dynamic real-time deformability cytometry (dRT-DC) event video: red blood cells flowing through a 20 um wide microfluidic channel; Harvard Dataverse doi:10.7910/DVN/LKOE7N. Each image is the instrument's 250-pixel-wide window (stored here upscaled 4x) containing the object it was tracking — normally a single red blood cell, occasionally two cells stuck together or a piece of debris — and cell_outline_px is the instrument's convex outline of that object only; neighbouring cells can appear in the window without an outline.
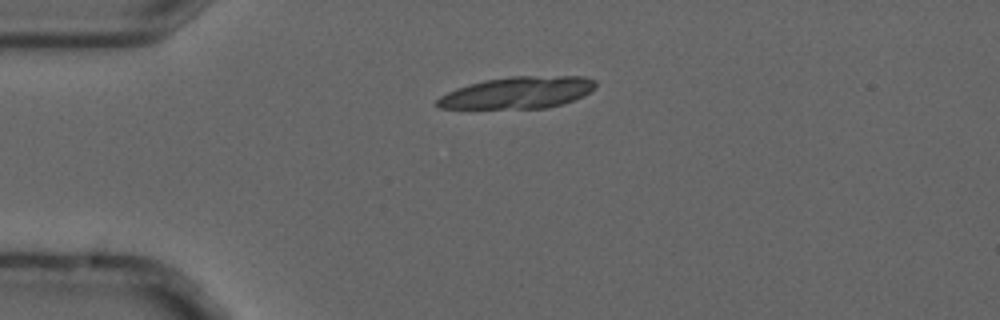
{"species": "common noctule bat (a hibernating species)", "species_latin": "Nyctalus noctula", "temperature_condition": "cold", "stored_images_in_passage": 3, "camera_frame_rate_fps": 3000, "um_per_image_px": 0.085, "animal": {"sex": "male", "forearm_length_mm": 52.5}, "frame": {"image": 1, "passage_image": 1, "time_ms": 0.0, "image_size_px": [1000, 320], "cell_outline_px": [[596, 88], [572, 100], [548, 108], [436, 108], [432, 104], [440, 96], [456, 88], [468, 84], [484, 80], [508, 76], [584, 76], [596, 80]], "centroid_in_image_um": [43.96, 7.86], "position_along_channel_um": 41.0, "area_um2": 29.42}}